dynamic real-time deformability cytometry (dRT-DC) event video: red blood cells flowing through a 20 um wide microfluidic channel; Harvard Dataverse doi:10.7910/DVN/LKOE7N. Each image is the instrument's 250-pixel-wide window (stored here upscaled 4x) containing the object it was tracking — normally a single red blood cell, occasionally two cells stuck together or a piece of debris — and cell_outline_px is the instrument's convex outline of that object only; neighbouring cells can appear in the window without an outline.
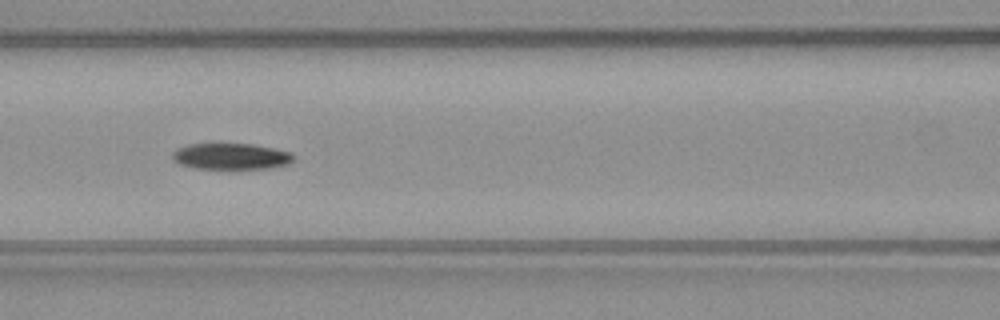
{"species": "common noctule bat (a hibernating species)", "species_latin": "Nyctalus noctula", "temperature_condition": "warm", "stored_images_in_passage": 31, "camera_frame_rate_fps": 3000, "um_per_image_px": 0.085, "animal": {"sex": "male", "body_mass_g": 23.1, "forearm_length_mm": 52.7}, "frame": {"image": 1, "passage_image": 10, "time_ms": 3.0, "image_size_px": [1000, 320], "cell_outline_px": [[292, 160], [288, 164], [268, 168], [196, 168], [180, 164], [172, 160], [172, 152], [176, 148], [188, 144], [252, 144], [276, 148], [292, 152]], "centroid_in_image_um": [19.61, 13.27], "position_along_channel_um": 147.0, "area_um2": 18.38}}